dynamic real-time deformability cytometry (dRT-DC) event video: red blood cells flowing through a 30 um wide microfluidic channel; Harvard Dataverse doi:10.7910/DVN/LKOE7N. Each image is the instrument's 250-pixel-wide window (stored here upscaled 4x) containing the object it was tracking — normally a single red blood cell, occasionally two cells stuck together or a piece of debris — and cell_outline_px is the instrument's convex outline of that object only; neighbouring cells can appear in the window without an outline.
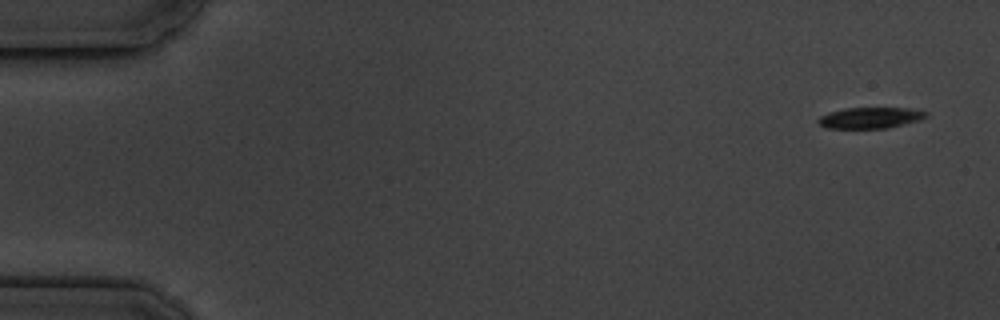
{"species": "common noctule bat (a hibernating species)", "species_latin": "Nyctalus noctula", "temperature_condition": "cold", "stored_images_in_passage": 4, "camera_frame_rate_fps": 3000, "um_per_image_px": 0.085, "animal": {"sex": "male", "body_mass_g": 19.5, "forearm_length_mm": 54.6}, "frame": {"image": 1, "passage_image": 1, "time_ms": 0.0, "image_size_px": [1000, 320], "cell_outline_px": [[928, 116], [920, 120], [888, 128], [824, 128], [816, 120], [820, 116], [828, 112], [844, 108], [908, 108], [928, 112]], "centroid_in_image_um": [73.96, 10.01], "position_along_channel_um": 11.0, "area_um2": 13.29}}
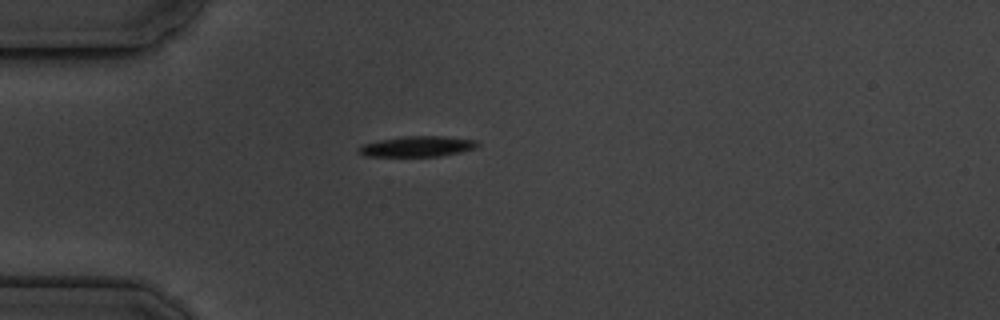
{"frame": {"image": 2, "passage_image": 4, "time_ms": 4.333, "image_size_px": [1000, 320], "cell_outline_px": [[480, 144], [476, 148], [460, 152], [440, 156], [364, 156], [360, 152], [360, 148], [364, 144], [380, 140], [404, 136], [444, 136], [476, 140]], "centroid_in_image_um": [35.54, 12.44], "position_along_channel_um": 49.5, "area_um2": 14.05}}